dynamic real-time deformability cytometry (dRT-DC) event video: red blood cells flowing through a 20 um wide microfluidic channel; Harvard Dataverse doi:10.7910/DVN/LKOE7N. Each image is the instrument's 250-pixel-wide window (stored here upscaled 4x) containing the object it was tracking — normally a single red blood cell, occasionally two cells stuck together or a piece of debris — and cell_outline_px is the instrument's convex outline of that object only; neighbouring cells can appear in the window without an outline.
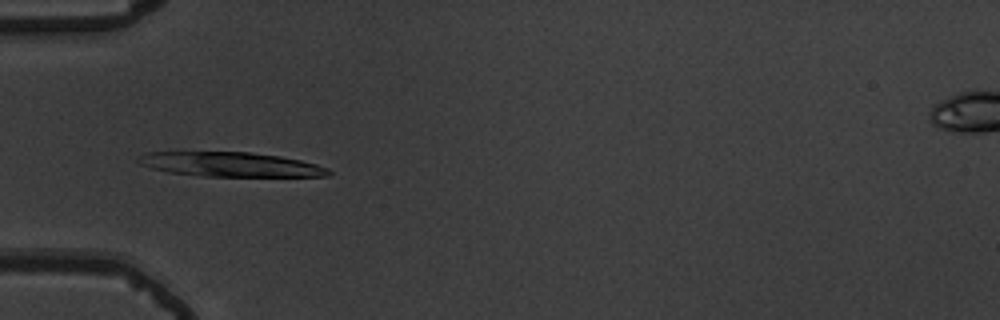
{"species": "common noctule bat (a hibernating species)", "species_latin": "Nyctalus noctula", "temperature_condition": "warm", "stored_images_in_passage": 55, "camera_frame_rate_fps": 3000, "um_per_image_px": 0.085, "animal": {"sex": "male", "body_mass_g": 19.5, "forearm_length_mm": 54.6}, "frame": {"image": 1, "passage_image": 19, "time_ms": 6.0, "image_size_px": [1000, 320], "cell_outline_px": [[332, 172], [328, 176], [200, 176], [168, 172], [152, 168], [140, 164], [136, 160], [144, 152], [248, 152], [280, 156], [300, 160], [316, 164], [328, 168]], "centroid_in_image_um": [19.58, 13.97], "position_along_channel_um": 65.4, "area_um2": 27.05}}
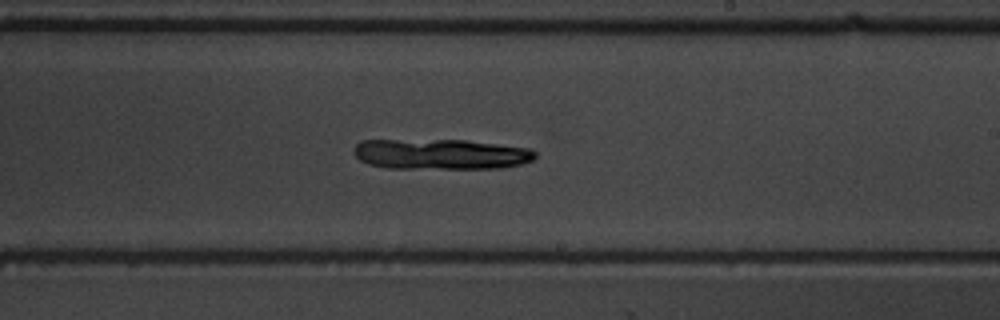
{"frame": {"image": 2, "passage_image": 34, "time_ms": 11.0, "image_size_px": [1000, 320], "cell_outline_px": [[536, 156], [532, 160], [520, 164], [500, 168], [384, 168], [368, 164], [360, 160], [352, 152], [352, 148], [360, 140], [464, 140], [532, 148], [536, 152]], "centroid_in_image_um": [37.43, 13.1], "position_along_channel_um": 251.6, "area_um2": 32.37}}
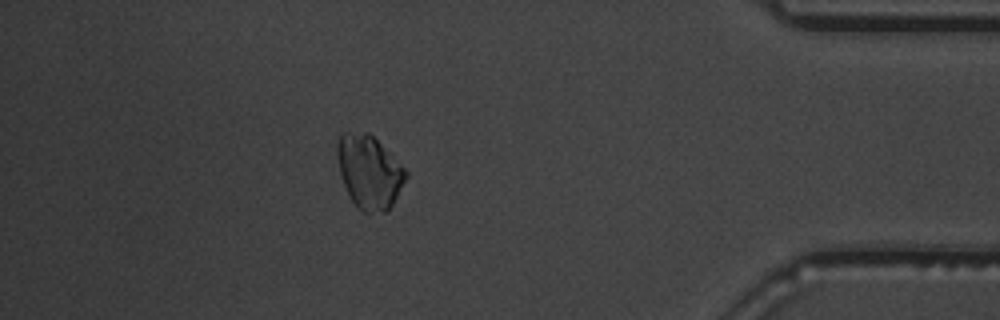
{"frame": {"image": 3, "passage_image": 49, "time_ms": 16.0, "image_size_px": [1000, 320], "cell_outline_px": [[408, 176], [392, 204], [384, 212], [364, 212], [356, 208], [340, 176], [336, 156], [336, 144], [340, 132], [368, 132], [408, 172]], "centroid_in_image_um": [31.34, 14.59], "position_along_channel_um": 403.9, "area_um2": 29.13}}